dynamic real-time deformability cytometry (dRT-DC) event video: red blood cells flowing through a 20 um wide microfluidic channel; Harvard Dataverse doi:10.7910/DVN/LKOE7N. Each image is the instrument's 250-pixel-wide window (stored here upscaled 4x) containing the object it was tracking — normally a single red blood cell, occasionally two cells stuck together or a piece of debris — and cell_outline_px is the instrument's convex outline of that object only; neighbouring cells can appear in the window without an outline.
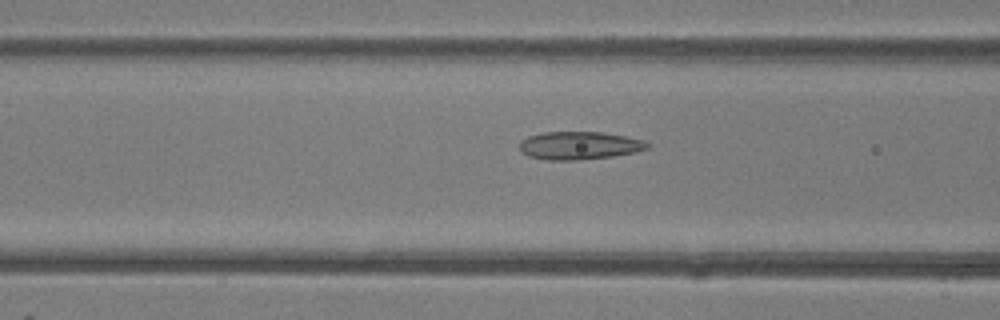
{"species": "common noctule bat (a hibernating species)", "species_latin": "Nyctalus noctula", "temperature_condition": "room temperature", "stored_images_in_passage": 47, "camera_frame_rate_fps": 3000, "um_per_image_px": 0.085, "animal": {"sex": "female"}, "frame": {"image": 1, "passage_image": 17, "time_ms": 5.333, "image_size_px": [1000, 320], "cell_outline_px": [[648, 148], [636, 152], [612, 156], [580, 160], [548, 160], [528, 156], [520, 152], [520, 140], [528, 136], [540, 132], [600, 132], [624, 136], [644, 140], [648, 144]], "centroid_in_image_um": [49.19, 12.37], "position_along_channel_um": 117.4, "area_um2": 20.87}}
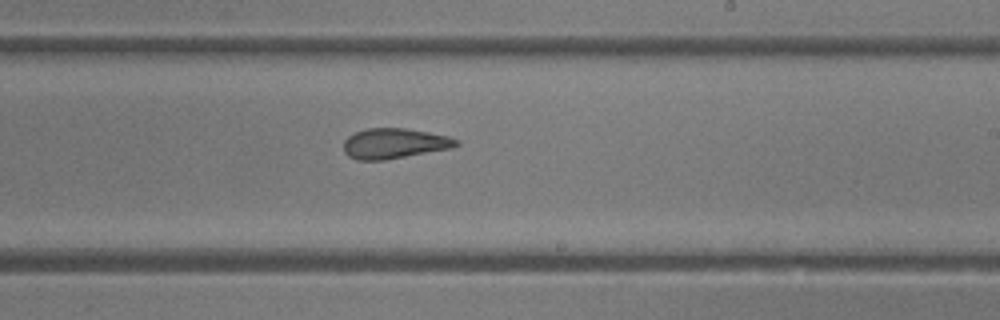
{"frame": {"image": 2, "passage_image": 27, "time_ms": 8.667, "image_size_px": [1000, 320], "cell_outline_px": [[460, 144], [452, 148], [384, 160], [356, 160], [348, 156], [344, 152], [344, 140], [348, 136], [356, 132], [368, 128], [404, 128], [428, 132], [448, 136], [460, 140]], "centroid_in_image_um": [33.52, 12.19], "position_along_channel_um": 255.5, "area_um2": 19.88}}
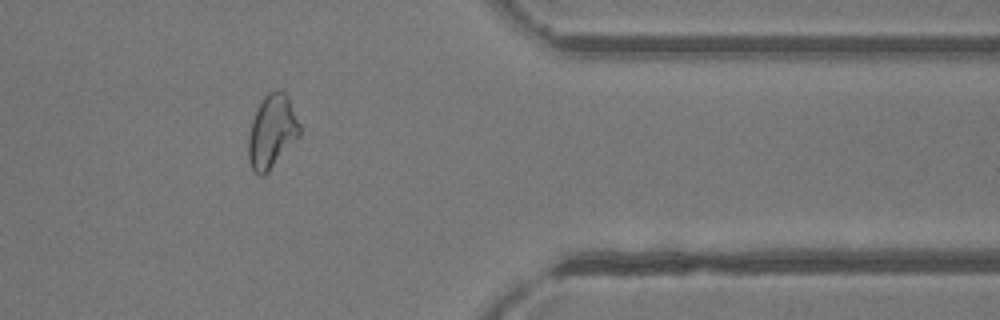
{"frame": {"image": 3, "passage_image": 38, "time_ms": 12.333, "image_size_px": [1000, 320], "cell_outline_px": [[300, 136], [268, 172], [264, 176], [260, 176], [252, 168], [248, 160], [248, 136], [252, 120], [264, 96], [268, 92], [280, 88], [288, 96], [300, 124]], "centroid_in_image_um": [23.12, 11.17], "position_along_channel_um": 388.3, "area_um2": 21.96}, "authors_computed_cell_mechanics": {"area_um2": 22.1374, "velocity_mm_per_s": 4.1374, "shape_relaxation_time_tau1_ms": null, "shape_relaxation_time_tau2_ms": 2.1665, "deformation_change_tau1": null, "deformation_change_tau2": 0.1019}}